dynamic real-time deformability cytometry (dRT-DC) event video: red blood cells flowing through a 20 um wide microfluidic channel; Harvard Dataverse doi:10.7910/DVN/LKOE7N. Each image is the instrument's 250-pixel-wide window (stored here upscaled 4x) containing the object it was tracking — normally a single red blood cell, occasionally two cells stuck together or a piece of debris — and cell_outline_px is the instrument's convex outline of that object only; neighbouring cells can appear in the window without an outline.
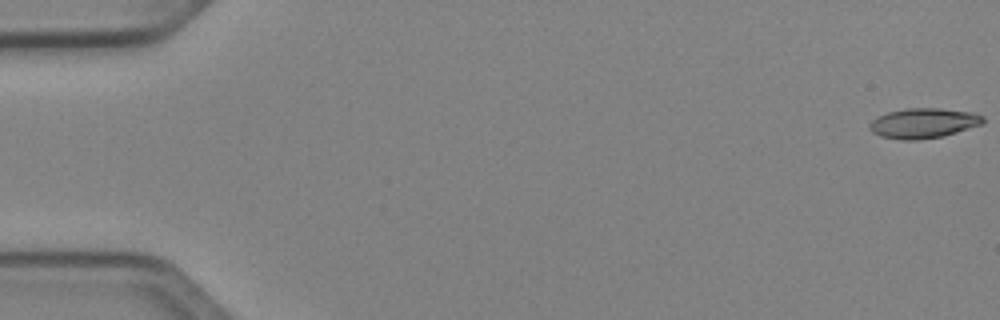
{"species": "Egyptian fruit bat (a non-hibernating species)", "species_latin": "Rousettus aegyptiacus", "temperature_condition": "cold", "stored_images_in_passage": 51, "camera_frame_rate_fps": 3000, "um_per_image_px": 0.085, "animal": {"sex": "female"}, "frame": {"image": 1, "passage_image": 1, "time_ms": 0.0, "image_size_px": [1000, 320], "cell_outline_px": [[984, 120], [980, 124], [944, 136], [916, 140], [900, 140], [880, 136], [872, 132], [868, 128], [868, 124], [876, 116], [888, 112], [908, 108], [940, 108], [976, 112], [984, 116]], "centroid_in_image_um": [78.46, 10.46], "position_along_channel_um": 6.5, "area_um2": 20.0}}
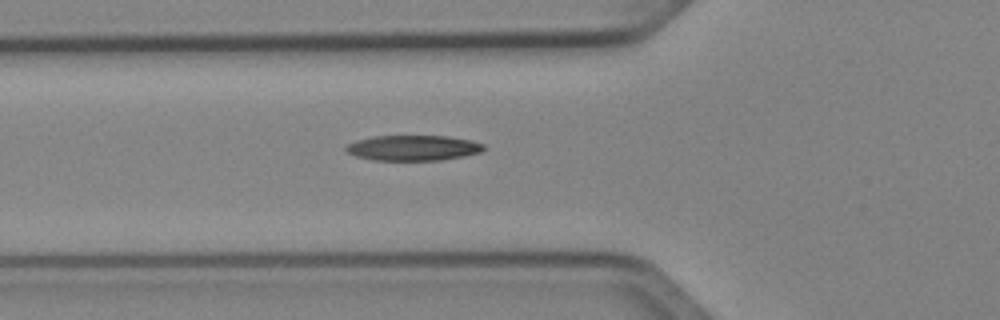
{"frame": {"image": 2, "passage_image": 19, "time_ms": 6.0, "image_size_px": [1000, 320], "cell_outline_px": [[484, 148], [480, 152], [464, 156], [440, 160], [372, 160], [356, 156], [348, 152], [344, 148], [348, 144], [356, 140], [372, 136], [448, 136], [472, 140], [484, 144]], "centroid_in_image_um": [35.11, 12.57], "position_along_channel_um": 90.7, "area_um2": 20.35}}
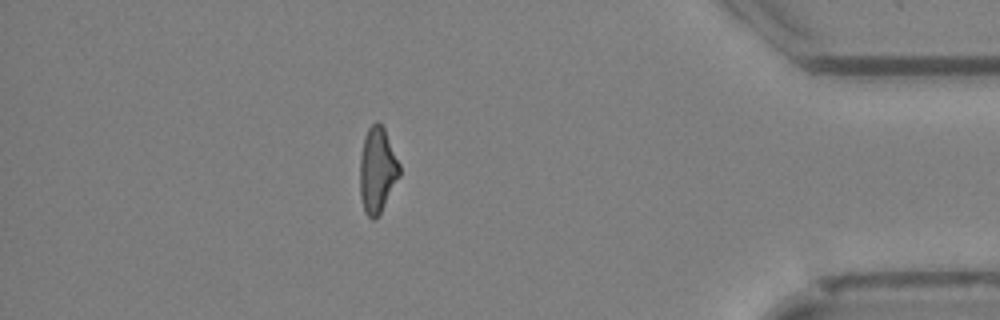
{"frame": {"image": 3, "passage_image": 45, "time_ms": 14.667, "image_size_px": [1000, 320], "cell_outline_px": [[400, 176], [380, 212], [372, 220], [364, 212], [360, 196], [360, 156], [364, 136], [368, 128], [376, 120], [384, 128], [400, 164]], "centroid_in_image_um": [32.06, 14.44], "position_along_channel_um": 403.1, "area_um2": 19.65}, "authors_computed_cell_mechanics": {"area_um2": 19.9988, "velocity_mm_per_s": 4.0635, "shape_relaxation_time_tau1_ms": 7.5199, "shape_relaxation_time_tau2_ms": 4.0439, "deformation_change_tau1": 0.2067, "deformation_change_tau2": 0.1356}}